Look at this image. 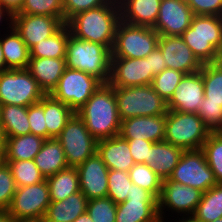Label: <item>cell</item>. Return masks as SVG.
Here are the masks:
<instances>
[{"label": "cell", "instance_id": "obj_14", "mask_svg": "<svg viewBox=\"0 0 222 222\" xmlns=\"http://www.w3.org/2000/svg\"><path fill=\"white\" fill-rule=\"evenodd\" d=\"M116 222H157L158 198L132 183L127 200L117 204Z\"/></svg>", "mask_w": 222, "mask_h": 222}, {"label": "cell", "instance_id": "obj_21", "mask_svg": "<svg viewBox=\"0 0 222 222\" xmlns=\"http://www.w3.org/2000/svg\"><path fill=\"white\" fill-rule=\"evenodd\" d=\"M166 114L138 116L121 120L119 135L124 139H145L150 142L164 141Z\"/></svg>", "mask_w": 222, "mask_h": 222}, {"label": "cell", "instance_id": "obj_23", "mask_svg": "<svg viewBox=\"0 0 222 222\" xmlns=\"http://www.w3.org/2000/svg\"><path fill=\"white\" fill-rule=\"evenodd\" d=\"M65 68L66 58H30L26 69L37 80L45 95H50Z\"/></svg>", "mask_w": 222, "mask_h": 222}, {"label": "cell", "instance_id": "obj_10", "mask_svg": "<svg viewBox=\"0 0 222 222\" xmlns=\"http://www.w3.org/2000/svg\"><path fill=\"white\" fill-rule=\"evenodd\" d=\"M101 84L95 76L66 67L50 95L68 105L76 113Z\"/></svg>", "mask_w": 222, "mask_h": 222}, {"label": "cell", "instance_id": "obj_52", "mask_svg": "<svg viewBox=\"0 0 222 222\" xmlns=\"http://www.w3.org/2000/svg\"><path fill=\"white\" fill-rule=\"evenodd\" d=\"M6 136L3 127L0 125V159L3 160L5 154Z\"/></svg>", "mask_w": 222, "mask_h": 222}, {"label": "cell", "instance_id": "obj_2", "mask_svg": "<svg viewBox=\"0 0 222 222\" xmlns=\"http://www.w3.org/2000/svg\"><path fill=\"white\" fill-rule=\"evenodd\" d=\"M76 113L97 141L119 135L121 119L114 87L109 83H102Z\"/></svg>", "mask_w": 222, "mask_h": 222}, {"label": "cell", "instance_id": "obj_25", "mask_svg": "<svg viewBox=\"0 0 222 222\" xmlns=\"http://www.w3.org/2000/svg\"><path fill=\"white\" fill-rule=\"evenodd\" d=\"M183 149L164 141L154 142L149 149L148 166L162 179H168L183 153Z\"/></svg>", "mask_w": 222, "mask_h": 222}, {"label": "cell", "instance_id": "obj_57", "mask_svg": "<svg viewBox=\"0 0 222 222\" xmlns=\"http://www.w3.org/2000/svg\"><path fill=\"white\" fill-rule=\"evenodd\" d=\"M12 222H39L37 219H20V220H13Z\"/></svg>", "mask_w": 222, "mask_h": 222}, {"label": "cell", "instance_id": "obj_29", "mask_svg": "<svg viewBox=\"0 0 222 222\" xmlns=\"http://www.w3.org/2000/svg\"><path fill=\"white\" fill-rule=\"evenodd\" d=\"M45 140L32 133L6 137L3 161L33 160Z\"/></svg>", "mask_w": 222, "mask_h": 222}, {"label": "cell", "instance_id": "obj_6", "mask_svg": "<svg viewBox=\"0 0 222 222\" xmlns=\"http://www.w3.org/2000/svg\"><path fill=\"white\" fill-rule=\"evenodd\" d=\"M210 129L197 113L168 110L166 113L164 140L183 150L202 149Z\"/></svg>", "mask_w": 222, "mask_h": 222}, {"label": "cell", "instance_id": "obj_60", "mask_svg": "<svg viewBox=\"0 0 222 222\" xmlns=\"http://www.w3.org/2000/svg\"><path fill=\"white\" fill-rule=\"evenodd\" d=\"M213 222H222V218L216 219V220L213 221Z\"/></svg>", "mask_w": 222, "mask_h": 222}, {"label": "cell", "instance_id": "obj_37", "mask_svg": "<svg viewBox=\"0 0 222 222\" xmlns=\"http://www.w3.org/2000/svg\"><path fill=\"white\" fill-rule=\"evenodd\" d=\"M202 150L218 183H222V132H211Z\"/></svg>", "mask_w": 222, "mask_h": 222}, {"label": "cell", "instance_id": "obj_54", "mask_svg": "<svg viewBox=\"0 0 222 222\" xmlns=\"http://www.w3.org/2000/svg\"><path fill=\"white\" fill-rule=\"evenodd\" d=\"M73 222H93L89 216V214L84 212L78 218H76Z\"/></svg>", "mask_w": 222, "mask_h": 222}, {"label": "cell", "instance_id": "obj_12", "mask_svg": "<svg viewBox=\"0 0 222 222\" xmlns=\"http://www.w3.org/2000/svg\"><path fill=\"white\" fill-rule=\"evenodd\" d=\"M203 191L165 179L162 181L161 194L158 198V215L166 221L165 215L175 213L177 218L191 217L202 199ZM167 211V212H166ZM167 213V214H166Z\"/></svg>", "mask_w": 222, "mask_h": 222}, {"label": "cell", "instance_id": "obj_8", "mask_svg": "<svg viewBox=\"0 0 222 222\" xmlns=\"http://www.w3.org/2000/svg\"><path fill=\"white\" fill-rule=\"evenodd\" d=\"M45 93L27 69H7L0 72V104L29 107L39 102Z\"/></svg>", "mask_w": 222, "mask_h": 222}, {"label": "cell", "instance_id": "obj_39", "mask_svg": "<svg viewBox=\"0 0 222 222\" xmlns=\"http://www.w3.org/2000/svg\"><path fill=\"white\" fill-rule=\"evenodd\" d=\"M16 14L57 17L64 23L63 0H24L21 10Z\"/></svg>", "mask_w": 222, "mask_h": 222}, {"label": "cell", "instance_id": "obj_32", "mask_svg": "<svg viewBox=\"0 0 222 222\" xmlns=\"http://www.w3.org/2000/svg\"><path fill=\"white\" fill-rule=\"evenodd\" d=\"M0 125L6 137L31 133L28 121V107L19 105H1Z\"/></svg>", "mask_w": 222, "mask_h": 222}, {"label": "cell", "instance_id": "obj_26", "mask_svg": "<svg viewBox=\"0 0 222 222\" xmlns=\"http://www.w3.org/2000/svg\"><path fill=\"white\" fill-rule=\"evenodd\" d=\"M0 34L2 52L7 69H26L30 60V50L13 26L2 28Z\"/></svg>", "mask_w": 222, "mask_h": 222}, {"label": "cell", "instance_id": "obj_27", "mask_svg": "<svg viewBox=\"0 0 222 222\" xmlns=\"http://www.w3.org/2000/svg\"><path fill=\"white\" fill-rule=\"evenodd\" d=\"M33 160L45 179L68 167L62 145L56 138L46 139Z\"/></svg>", "mask_w": 222, "mask_h": 222}, {"label": "cell", "instance_id": "obj_35", "mask_svg": "<svg viewBox=\"0 0 222 222\" xmlns=\"http://www.w3.org/2000/svg\"><path fill=\"white\" fill-rule=\"evenodd\" d=\"M204 82L205 104L222 106V64L220 62L203 64L201 67Z\"/></svg>", "mask_w": 222, "mask_h": 222}, {"label": "cell", "instance_id": "obj_15", "mask_svg": "<svg viewBox=\"0 0 222 222\" xmlns=\"http://www.w3.org/2000/svg\"><path fill=\"white\" fill-rule=\"evenodd\" d=\"M153 78L149 55L135 59L111 58L109 84L113 87L151 85Z\"/></svg>", "mask_w": 222, "mask_h": 222}, {"label": "cell", "instance_id": "obj_31", "mask_svg": "<svg viewBox=\"0 0 222 222\" xmlns=\"http://www.w3.org/2000/svg\"><path fill=\"white\" fill-rule=\"evenodd\" d=\"M74 113L68 105L54 99L51 95H45L44 116L47 139L56 138Z\"/></svg>", "mask_w": 222, "mask_h": 222}, {"label": "cell", "instance_id": "obj_51", "mask_svg": "<svg viewBox=\"0 0 222 222\" xmlns=\"http://www.w3.org/2000/svg\"><path fill=\"white\" fill-rule=\"evenodd\" d=\"M3 21H5L4 23H6V25L3 23ZM3 23V24H2ZM0 26L4 27V26H12V15L6 10L4 9L1 5H0ZM1 29H0V33H1Z\"/></svg>", "mask_w": 222, "mask_h": 222}, {"label": "cell", "instance_id": "obj_34", "mask_svg": "<svg viewBox=\"0 0 222 222\" xmlns=\"http://www.w3.org/2000/svg\"><path fill=\"white\" fill-rule=\"evenodd\" d=\"M191 218L196 222H213L222 218V183L203 192L202 199Z\"/></svg>", "mask_w": 222, "mask_h": 222}, {"label": "cell", "instance_id": "obj_59", "mask_svg": "<svg viewBox=\"0 0 222 222\" xmlns=\"http://www.w3.org/2000/svg\"><path fill=\"white\" fill-rule=\"evenodd\" d=\"M219 62L222 64V51L220 53V59H219Z\"/></svg>", "mask_w": 222, "mask_h": 222}, {"label": "cell", "instance_id": "obj_45", "mask_svg": "<svg viewBox=\"0 0 222 222\" xmlns=\"http://www.w3.org/2000/svg\"><path fill=\"white\" fill-rule=\"evenodd\" d=\"M197 114L211 132L222 131V106L201 102Z\"/></svg>", "mask_w": 222, "mask_h": 222}, {"label": "cell", "instance_id": "obj_4", "mask_svg": "<svg viewBox=\"0 0 222 222\" xmlns=\"http://www.w3.org/2000/svg\"><path fill=\"white\" fill-rule=\"evenodd\" d=\"M111 50L104 45L80 40L69 35L66 50V67L95 76L109 83Z\"/></svg>", "mask_w": 222, "mask_h": 222}, {"label": "cell", "instance_id": "obj_18", "mask_svg": "<svg viewBox=\"0 0 222 222\" xmlns=\"http://www.w3.org/2000/svg\"><path fill=\"white\" fill-rule=\"evenodd\" d=\"M80 191L89 200L107 197L109 169L96 152L77 167Z\"/></svg>", "mask_w": 222, "mask_h": 222}, {"label": "cell", "instance_id": "obj_20", "mask_svg": "<svg viewBox=\"0 0 222 222\" xmlns=\"http://www.w3.org/2000/svg\"><path fill=\"white\" fill-rule=\"evenodd\" d=\"M168 69L178 70L185 74L201 70L202 64L194 56L192 50L181 36H160L158 40Z\"/></svg>", "mask_w": 222, "mask_h": 222}, {"label": "cell", "instance_id": "obj_61", "mask_svg": "<svg viewBox=\"0 0 222 222\" xmlns=\"http://www.w3.org/2000/svg\"><path fill=\"white\" fill-rule=\"evenodd\" d=\"M157 222H166V221H165V220H161V219H160V220H159V221H157Z\"/></svg>", "mask_w": 222, "mask_h": 222}, {"label": "cell", "instance_id": "obj_47", "mask_svg": "<svg viewBox=\"0 0 222 222\" xmlns=\"http://www.w3.org/2000/svg\"><path fill=\"white\" fill-rule=\"evenodd\" d=\"M194 15L222 17V0H186Z\"/></svg>", "mask_w": 222, "mask_h": 222}, {"label": "cell", "instance_id": "obj_7", "mask_svg": "<svg viewBox=\"0 0 222 222\" xmlns=\"http://www.w3.org/2000/svg\"><path fill=\"white\" fill-rule=\"evenodd\" d=\"M159 37L152 27L132 25L120 20L111 58H145L158 46Z\"/></svg>", "mask_w": 222, "mask_h": 222}, {"label": "cell", "instance_id": "obj_46", "mask_svg": "<svg viewBox=\"0 0 222 222\" xmlns=\"http://www.w3.org/2000/svg\"><path fill=\"white\" fill-rule=\"evenodd\" d=\"M110 0H63L64 24L78 13L106 5Z\"/></svg>", "mask_w": 222, "mask_h": 222}, {"label": "cell", "instance_id": "obj_24", "mask_svg": "<svg viewBox=\"0 0 222 222\" xmlns=\"http://www.w3.org/2000/svg\"><path fill=\"white\" fill-rule=\"evenodd\" d=\"M123 22L153 27L157 21L161 0H118Z\"/></svg>", "mask_w": 222, "mask_h": 222}, {"label": "cell", "instance_id": "obj_40", "mask_svg": "<svg viewBox=\"0 0 222 222\" xmlns=\"http://www.w3.org/2000/svg\"><path fill=\"white\" fill-rule=\"evenodd\" d=\"M132 183L129 172L109 170L107 197L112 199L116 204L126 201L127 195L131 192Z\"/></svg>", "mask_w": 222, "mask_h": 222}, {"label": "cell", "instance_id": "obj_30", "mask_svg": "<svg viewBox=\"0 0 222 222\" xmlns=\"http://www.w3.org/2000/svg\"><path fill=\"white\" fill-rule=\"evenodd\" d=\"M49 186L50 200L61 201L80 191L79 173L76 167L59 171L46 178Z\"/></svg>", "mask_w": 222, "mask_h": 222}, {"label": "cell", "instance_id": "obj_53", "mask_svg": "<svg viewBox=\"0 0 222 222\" xmlns=\"http://www.w3.org/2000/svg\"><path fill=\"white\" fill-rule=\"evenodd\" d=\"M13 218L6 210H0V222H12Z\"/></svg>", "mask_w": 222, "mask_h": 222}, {"label": "cell", "instance_id": "obj_55", "mask_svg": "<svg viewBox=\"0 0 222 222\" xmlns=\"http://www.w3.org/2000/svg\"><path fill=\"white\" fill-rule=\"evenodd\" d=\"M4 70H7V68H6L5 59L3 56L2 46H1V41H0V72H3Z\"/></svg>", "mask_w": 222, "mask_h": 222}, {"label": "cell", "instance_id": "obj_43", "mask_svg": "<svg viewBox=\"0 0 222 222\" xmlns=\"http://www.w3.org/2000/svg\"><path fill=\"white\" fill-rule=\"evenodd\" d=\"M16 184L11 174L9 165L3 160L0 161V210H7L14 193Z\"/></svg>", "mask_w": 222, "mask_h": 222}, {"label": "cell", "instance_id": "obj_48", "mask_svg": "<svg viewBox=\"0 0 222 222\" xmlns=\"http://www.w3.org/2000/svg\"><path fill=\"white\" fill-rule=\"evenodd\" d=\"M135 164L144 163L148 165L149 149L153 145L145 139H126Z\"/></svg>", "mask_w": 222, "mask_h": 222}, {"label": "cell", "instance_id": "obj_38", "mask_svg": "<svg viewBox=\"0 0 222 222\" xmlns=\"http://www.w3.org/2000/svg\"><path fill=\"white\" fill-rule=\"evenodd\" d=\"M129 176L133 184L152 192L159 198L163 180L147 164H135L129 170Z\"/></svg>", "mask_w": 222, "mask_h": 222}, {"label": "cell", "instance_id": "obj_49", "mask_svg": "<svg viewBox=\"0 0 222 222\" xmlns=\"http://www.w3.org/2000/svg\"><path fill=\"white\" fill-rule=\"evenodd\" d=\"M149 65L150 70H152L154 73V76L158 75L167 68L162 52L158 46L149 54Z\"/></svg>", "mask_w": 222, "mask_h": 222}, {"label": "cell", "instance_id": "obj_36", "mask_svg": "<svg viewBox=\"0 0 222 222\" xmlns=\"http://www.w3.org/2000/svg\"><path fill=\"white\" fill-rule=\"evenodd\" d=\"M9 165L16 187H24L45 180L34 160L4 161Z\"/></svg>", "mask_w": 222, "mask_h": 222}, {"label": "cell", "instance_id": "obj_19", "mask_svg": "<svg viewBox=\"0 0 222 222\" xmlns=\"http://www.w3.org/2000/svg\"><path fill=\"white\" fill-rule=\"evenodd\" d=\"M204 99V82L201 70L185 74L167 102V109L182 113H197Z\"/></svg>", "mask_w": 222, "mask_h": 222}, {"label": "cell", "instance_id": "obj_3", "mask_svg": "<svg viewBox=\"0 0 222 222\" xmlns=\"http://www.w3.org/2000/svg\"><path fill=\"white\" fill-rule=\"evenodd\" d=\"M181 38L203 64L219 62L222 51V17L194 15Z\"/></svg>", "mask_w": 222, "mask_h": 222}, {"label": "cell", "instance_id": "obj_9", "mask_svg": "<svg viewBox=\"0 0 222 222\" xmlns=\"http://www.w3.org/2000/svg\"><path fill=\"white\" fill-rule=\"evenodd\" d=\"M56 139L62 145L70 167H77L97 152L98 141L90 134L77 113L67 121Z\"/></svg>", "mask_w": 222, "mask_h": 222}, {"label": "cell", "instance_id": "obj_17", "mask_svg": "<svg viewBox=\"0 0 222 222\" xmlns=\"http://www.w3.org/2000/svg\"><path fill=\"white\" fill-rule=\"evenodd\" d=\"M64 23L57 17L32 14H14L12 15V26L20 34L29 50L55 34Z\"/></svg>", "mask_w": 222, "mask_h": 222}, {"label": "cell", "instance_id": "obj_42", "mask_svg": "<svg viewBox=\"0 0 222 222\" xmlns=\"http://www.w3.org/2000/svg\"><path fill=\"white\" fill-rule=\"evenodd\" d=\"M86 211L93 222H116L117 204L109 197L89 200Z\"/></svg>", "mask_w": 222, "mask_h": 222}, {"label": "cell", "instance_id": "obj_22", "mask_svg": "<svg viewBox=\"0 0 222 222\" xmlns=\"http://www.w3.org/2000/svg\"><path fill=\"white\" fill-rule=\"evenodd\" d=\"M97 153L109 170L129 172L135 165L128 141L120 135L97 142Z\"/></svg>", "mask_w": 222, "mask_h": 222}, {"label": "cell", "instance_id": "obj_16", "mask_svg": "<svg viewBox=\"0 0 222 222\" xmlns=\"http://www.w3.org/2000/svg\"><path fill=\"white\" fill-rule=\"evenodd\" d=\"M193 17L186 0H161L158 18L152 28L160 36H181L190 27Z\"/></svg>", "mask_w": 222, "mask_h": 222}, {"label": "cell", "instance_id": "obj_58", "mask_svg": "<svg viewBox=\"0 0 222 222\" xmlns=\"http://www.w3.org/2000/svg\"><path fill=\"white\" fill-rule=\"evenodd\" d=\"M39 222H51V221H49L45 217H43L42 219L39 220Z\"/></svg>", "mask_w": 222, "mask_h": 222}, {"label": "cell", "instance_id": "obj_44", "mask_svg": "<svg viewBox=\"0 0 222 222\" xmlns=\"http://www.w3.org/2000/svg\"><path fill=\"white\" fill-rule=\"evenodd\" d=\"M28 121L32 134L47 139V127L44 116V97L28 107Z\"/></svg>", "mask_w": 222, "mask_h": 222}, {"label": "cell", "instance_id": "obj_50", "mask_svg": "<svg viewBox=\"0 0 222 222\" xmlns=\"http://www.w3.org/2000/svg\"><path fill=\"white\" fill-rule=\"evenodd\" d=\"M24 0H0V5L6 9L11 15L18 13Z\"/></svg>", "mask_w": 222, "mask_h": 222}, {"label": "cell", "instance_id": "obj_1", "mask_svg": "<svg viewBox=\"0 0 222 222\" xmlns=\"http://www.w3.org/2000/svg\"><path fill=\"white\" fill-rule=\"evenodd\" d=\"M120 20L119 2L110 0L106 5L76 14L66 24L75 38L99 43L112 50Z\"/></svg>", "mask_w": 222, "mask_h": 222}, {"label": "cell", "instance_id": "obj_11", "mask_svg": "<svg viewBox=\"0 0 222 222\" xmlns=\"http://www.w3.org/2000/svg\"><path fill=\"white\" fill-rule=\"evenodd\" d=\"M168 179L203 192L218 184L202 149L184 150Z\"/></svg>", "mask_w": 222, "mask_h": 222}, {"label": "cell", "instance_id": "obj_13", "mask_svg": "<svg viewBox=\"0 0 222 222\" xmlns=\"http://www.w3.org/2000/svg\"><path fill=\"white\" fill-rule=\"evenodd\" d=\"M50 203L49 186L45 179L37 184L16 187V192L6 211L13 220H40L45 217Z\"/></svg>", "mask_w": 222, "mask_h": 222}, {"label": "cell", "instance_id": "obj_5", "mask_svg": "<svg viewBox=\"0 0 222 222\" xmlns=\"http://www.w3.org/2000/svg\"><path fill=\"white\" fill-rule=\"evenodd\" d=\"M118 113L121 120L138 116L166 114L167 102L151 85L114 87Z\"/></svg>", "mask_w": 222, "mask_h": 222}, {"label": "cell", "instance_id": "obj_33", "mask_svg": "<svg viewBox=\"0 0 222 222\" xmlns=\"http://www.w3.org/2000/svg\"><path fill=\"white\" fill-rule=\"evenodd\" d=\"M70 34V29L65 23L55 34L37 42L30 49V58H66Z\"/></svg>", "mask_w": 222, "mask_h": 222}, {"label": "cell", "instance_id": "obj_56", "mask_svg": "<svg viewBox=\"0 0 222 222\" xmlns=\"http://www.w3.org/2000/svg\"><path fill=\"white\" fill-rule=\"evenodd\" d=\"M168 219H170V220H168ZM178 219V220H177ZM176 219V217L174 218V219H172L171 220V218H167V220H166V222H172L173 220L175 221V222H196V221H194L191 217H185V218H181V217H179V218H177Z\"/></svg>", "mask_w": 222, "mask_h": 222}, {"label": "cell", "instance_id": "obj_28", "mask_svg": "<svg viewBox=\"0 0 222 222\" xmlns=\"http://www.w3.org/2000/svg\"><path fill=\"white\" fill-rule=\"evenodd\" d=\"M88 199L81 192L70 195L61 201H51L45 218L51 222H73L86 212Z\"/></svg>", "mask_w": 222, "mask_h": 222}, {"label": "cell", "instance_id": "obj_41", "mask_svg": "<svg viewBox=\"0 0 222 222\" xmlns=\"http://www.w3.org/2000/svg\"><path fill=\"white\" fill-rule=\"evenodd\" d=\"M184 75L185 73L181 71L166 68L161 73L154 76L151 86L166 102H168Z\"/></svg>", "mask_w": 222, "mask_h": 222}]
</instances>
